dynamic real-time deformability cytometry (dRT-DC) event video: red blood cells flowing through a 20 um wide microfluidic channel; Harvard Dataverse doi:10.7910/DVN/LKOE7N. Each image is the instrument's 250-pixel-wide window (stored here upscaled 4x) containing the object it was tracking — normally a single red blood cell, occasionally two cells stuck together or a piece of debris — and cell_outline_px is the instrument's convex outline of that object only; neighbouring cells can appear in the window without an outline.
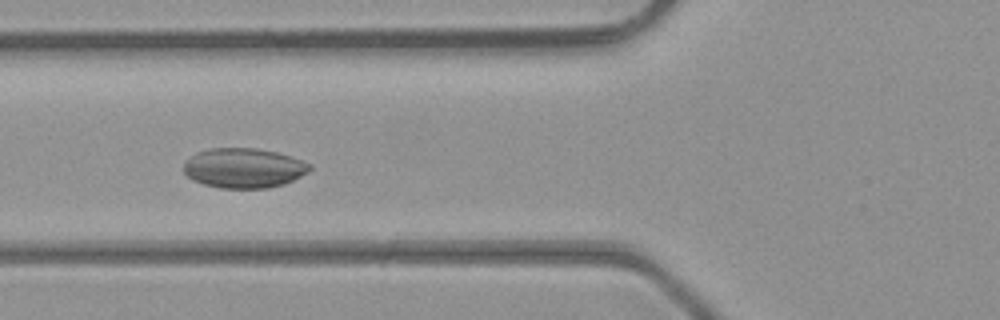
{"species": "common noctule bat (a hibernating species)", "species_latin": "Nyctalus noctula", "temperature_condition": "room temperature", "stored_images_in_passage": 33, "camera_frame_rate_fps": 3000, "um_per_image_px": 0.085, "animal": {"sex": "male", "body_mass_g": 23.1, "forearm_length_mm": 52.7}, "frame": {"image": 1, "passage_image": 10, "time_ms": 3.0, "image_size_px": [1000, 320], "cell_outline_px": [[312, 168], [308, 172], [284, 184], [268, 188], [220, 188], [204, 184], [192, 180], [184, 172], [184, 160], [196, 152], [212, 148], [256, 148], [276, 152], [312, 164]], "centroid_in_image_um": [20.69, 14.28], "position_along_channel_um": 105.1, "area_um2": 29.25}}
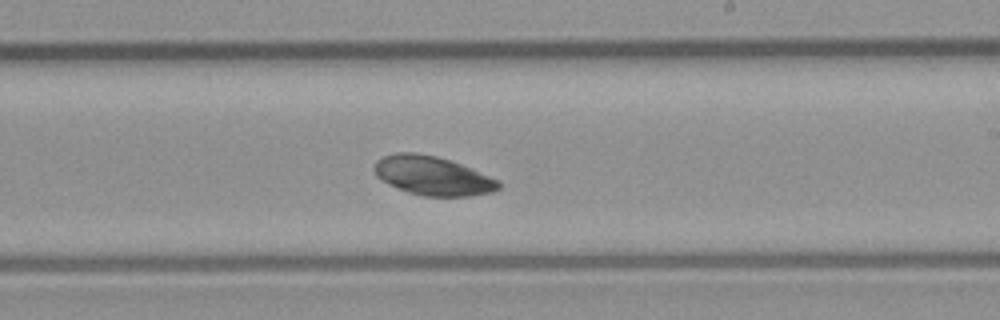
{"frame": {"image": 2, "passage_image": 20, "time_ms": 6.333, "image_size_px": [1000, 320], "cell_outline_px": [[500, 188], [492, 192], [472, 196], [424, 196], [408, 192], [396, 188], [380, 180], [376, 176], [372, 168], [376, 160], [384, 156], [396, 152], [416, 152], [436, 156], [460, 164], [500, 180]], "centroid_in_image_um": [36.73, 14.94], "position_along_channel_um": 252.3, "area_um2": 28.38}}
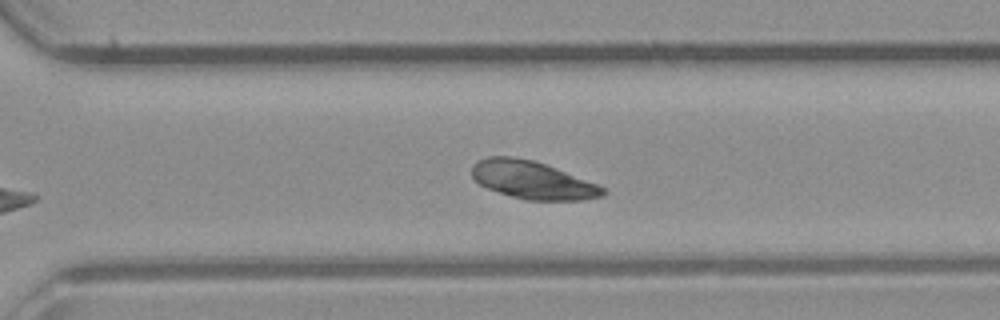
{"frame": {"image": 3, "passage_image": 25, "time_ms": 8.0, "image_size_px": [1000, 320], "cell_outline_px": [[608, 192], [604, 196], [580, 200], [524, 200], [488, 188], [480, 184], [472, 176], [472, 164], [476, 160], [488, 156], [512, 156], [532, 160], [556, 168], [596, 184], [604, 188]], "centroid_in_image_um": [45.24, 15.3], "position_along_channel_um": 325.4, "area_um2": 28.67}, "authors_computed_cell_mechanics": {"area_um2": 28.7844, "velocity_mm_per_s": 4.4051, "shape_relaxation_time_tau1_ms": 0.9024, "shape_relaxation_time_tau2_ms": null, "deformation_change_tau1": 0.032, "deformation_change_tau2": null}}